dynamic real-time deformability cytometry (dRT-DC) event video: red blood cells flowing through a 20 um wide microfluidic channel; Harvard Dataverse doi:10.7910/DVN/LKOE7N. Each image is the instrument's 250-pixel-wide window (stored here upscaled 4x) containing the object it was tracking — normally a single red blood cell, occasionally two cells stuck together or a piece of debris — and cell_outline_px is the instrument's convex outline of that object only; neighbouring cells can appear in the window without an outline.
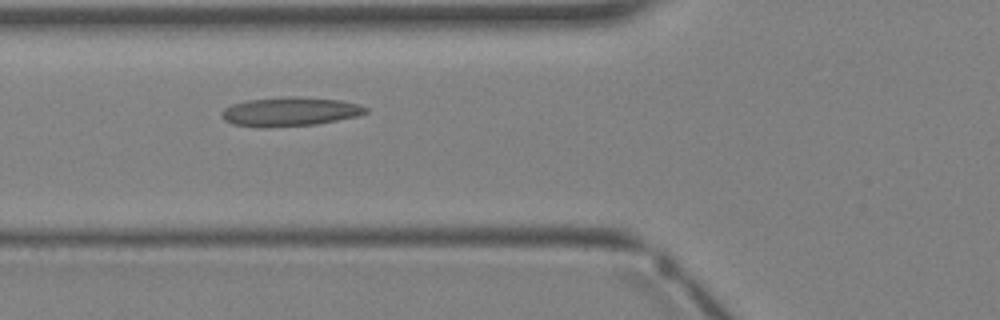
{"species": "Egyptian fruit bat (a non-hibernating species)", "species_latin": "Rousettus aegyptiacus", "temperature_condition": "warm", "stored_images_in_passage": 3, "camera_frame_rate_fps": 3000, "um_per_image_px": 0.085, "animal": {"sex": "female"}, "frame": {"image": 1, "passage_image": 2, "time_ms": 1.333, "image_size_px": [1000, 320], "cell_outline_px": [[368, 112], [356, 116], [316, 124], [264, 128], [256, 128], [232, 124], [224, 120], [220, 116], [220, 112], [224, 108], [232, 104], [248, 100], [288, 96], [300, 96], [340, 100], [356, 104], [368, 108]], "centroid_in_image_um": [24.57, 9.49], "position_along_channel_um": 101.2, "area_um2": 24.57}}
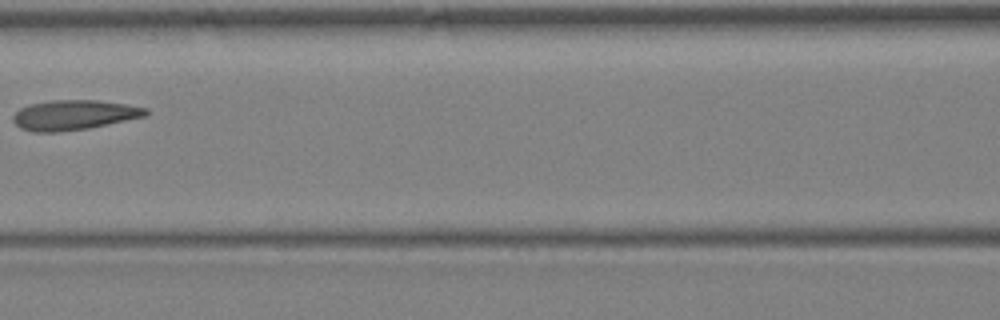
{"frame": {"image": 2, "passage_image": 3, "time_ms": 2.333, "image_size_px": [1000, 320], "cell_outline_px": [[148, 116], [88, 128], [60, 132], [32, 132], [20, 128], [12, 120], [12, 116], [20, 108], [28, 104], [52, 100], [100, 100], [128, 104], [148, 108]], "centroid_in_image_um": [6.3, 9.77], "position_along_channel_um": 160.3, "area_um2": 23.41}}